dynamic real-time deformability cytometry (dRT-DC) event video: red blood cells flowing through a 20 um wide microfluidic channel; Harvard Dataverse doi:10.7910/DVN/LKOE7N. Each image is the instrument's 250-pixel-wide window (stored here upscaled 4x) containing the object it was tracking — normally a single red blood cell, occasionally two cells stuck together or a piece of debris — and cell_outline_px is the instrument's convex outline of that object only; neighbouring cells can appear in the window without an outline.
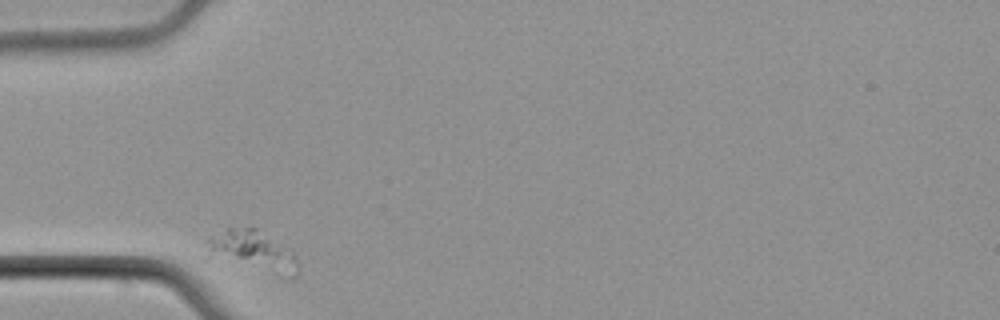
{"species": "common noctule bat (a hibernating species)", "species_latin": "Nyctalus noctula", "temperature_condition": "cold", "stored_images_in_passage": 3, "camera_frame_rate_fps": 3000, "um_per_image_px": 0.085, "animal": {"sex": "male", "body_mass_g": 21.5, "forearm_length_mm": 52.0}, "frame": {"image": 1, "passage_image": 1, "time_ms": 0.0, "image_size_px": [1000, 320], "cell_outline_px": [[300, 272], [296, 280], [292, 280], [212, 248], [208, 240], [212, 236], [228, 228], [256, 228], [292, 252], [296, 256], [300, 268]], "centroid_in_image_um": [21.85, 21.31], "position_along_channel_um": 63.1, "area_um2": 18.55}}
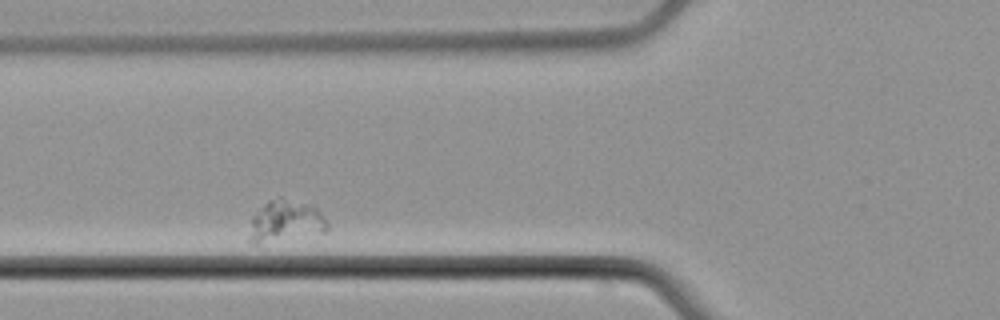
{"frame": {"image": 2, "passage_image": 2, "time_ms": 1.333, "image_size_px": [1000, 320], "cell_outline_px": [[328, 228], [324, 232], [256, 244], [252, 244], [248, 240], [252, 216], [268, 200], [280, 196], [312, 204], [316, 208], [328, 224]], "centroid_in_image_um": [24.24, 18.77], "position_along_channel_um": 101.6, "area_um2": 18.9}}
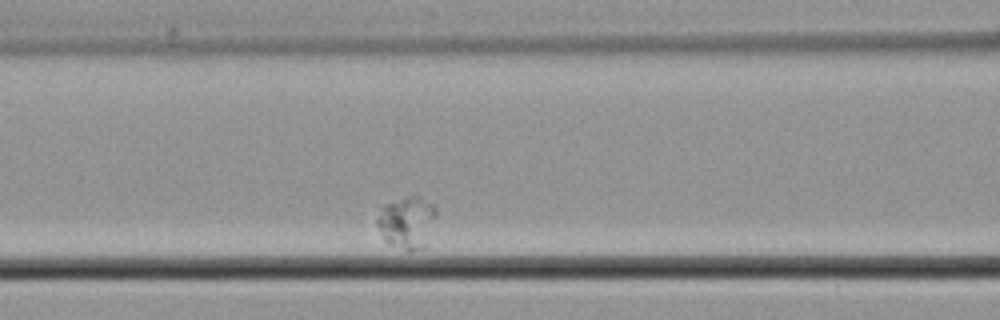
{"frame": {"image": 3, "passage_image": 3, "time_ms": 2.333, "image_size_px": [1000, 320], "cell_outline_px": [[436, 216], [424, 248], [412, 252], [408, 252], [388, 244], [384, 240], [376, 224], [376, 220], [380, 208], [384, 204], [404, 196], [420, 196], [432, 204], [436, 208]], "centroid_in_image_um": [34.56, 18.91], "position_along_channel_um": 132.0, "area_um2": 18.32}}